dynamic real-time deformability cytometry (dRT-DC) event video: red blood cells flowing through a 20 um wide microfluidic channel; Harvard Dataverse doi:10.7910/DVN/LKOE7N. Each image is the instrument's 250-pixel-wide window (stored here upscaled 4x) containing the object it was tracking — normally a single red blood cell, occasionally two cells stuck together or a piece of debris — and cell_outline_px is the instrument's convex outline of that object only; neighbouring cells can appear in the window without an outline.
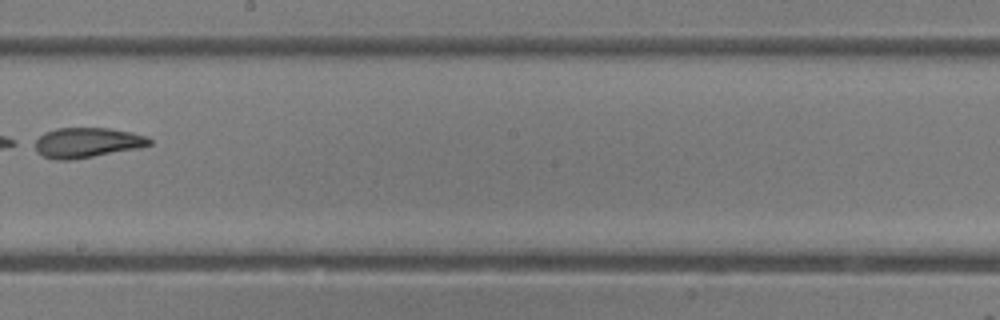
{"species": "common noctule bat (a hibernating species)", "species_latin": "Nyctalus noctula", "temperature_condition": "room temperature", "stored_images_in_passage": 10, "camera_frame_rate_fps": 3000, "um_per_image_px": 0.085, "animal": {"sex": "female"}, "frame": {"image": 1, "passage_image": 9, "time_ms": 10.333, "image_size_px": [1000, 320], "cell_outline_px": [[152, 144], [140, 148], [72, 160], [56, 160], [44, 156], [36, 152], [28, 144], [32, 140], [44, 132], [56, 128], [108, 128], [132, 132], [144, 136], [152, 140]], "centroid_in_image_um": [7.29, 12.13], "position_along_channel_um": 240.9, "area_um2": 20.58}}
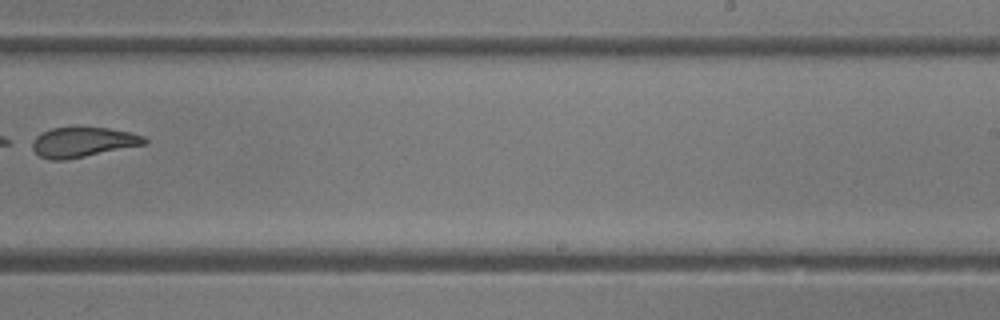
{"frame": {"image": 2, "passage_image": 10, "time_ms": 11.333, "image_size_px": [1000, 320], "cell_outline_px": [[148, 144], [64, 160], [48, 160], [40, 156], [32, 148], [32, 140], [36, 136], [52, 128], [108, 128], [128, 132], [144, 136], [148, 140]], "centroid_in_image_um": [7.06, 12.09], "position_along_channel_um": 281.9, "area_um2": 19.36}}